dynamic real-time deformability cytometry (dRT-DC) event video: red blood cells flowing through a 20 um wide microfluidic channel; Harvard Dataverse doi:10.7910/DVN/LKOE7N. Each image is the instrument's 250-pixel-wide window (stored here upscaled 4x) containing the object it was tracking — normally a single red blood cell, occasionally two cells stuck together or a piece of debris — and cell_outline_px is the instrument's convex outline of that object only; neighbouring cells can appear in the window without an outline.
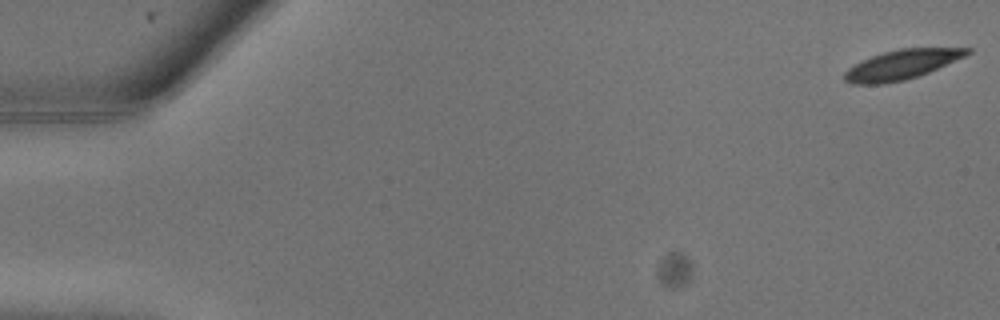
{"species": "common noctule bat (a hibernating species)", "species_latin": "Nyctalus noctula", "temperature_condition": "warm", "stored_images_in_passage": 10, "camera_frame_rate_fps": 3000, "um_per_image_px": 0.085, "animal": {"sex": "male", "body_mass_g": 13.3}, "frame": {"image": 1, "passage_image": 1, "time_ms": 0.0, "image_size_px": [1000, 320], "cell_outline_px": [[972, 52], [964, 56], [928, 72], [904, 80], [884, 84], [852, 84], [844, 80], [844, 72], [848, 68], [872, 56], [884, 52], [900, 48], [972, 48]], "centroid_in_image_um": [76.62, 5.5], "position_along_channel_um": 8.4, "area_um2": 20.75}}
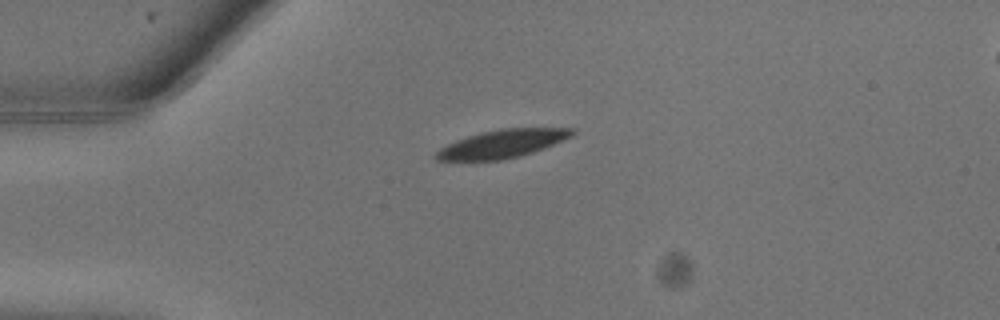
{"frame": {"image": 2, "passage_image": 7, "time_ms": 2.0, "image_size_px": [1000, 320], "cell_outline_px": [[576, 132], [572, 136], [544, 148], [520, 156], [500, 160], [436, 160], [432, 156], [440, 148], [456, 140], [480, 132], [500, 128], [576, 128]], "centroid_in_image_um": [42.69, 12.21], "position_along_channel_um": 42.3, "area_um2": 22.25}}